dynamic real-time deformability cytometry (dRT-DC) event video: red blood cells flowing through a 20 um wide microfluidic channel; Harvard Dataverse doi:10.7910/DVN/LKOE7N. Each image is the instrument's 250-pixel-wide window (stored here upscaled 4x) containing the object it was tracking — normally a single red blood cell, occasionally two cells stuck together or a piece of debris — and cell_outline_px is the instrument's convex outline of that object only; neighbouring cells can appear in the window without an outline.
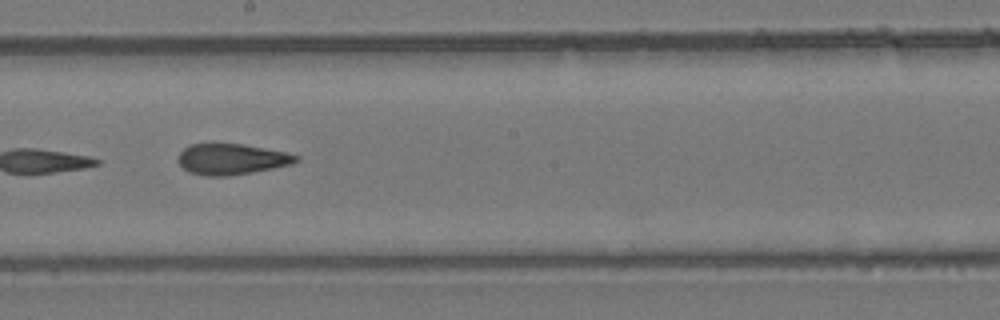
{"species": "common noctule bat (a hibernating species)", "species_latin": "Nyctalus noctula", "temperature_condition": "room temperature", "stored_images_in_passage": 10, "camera_frame_rate_fps": 3000, "um_per_image_px": 0.085, "animal": {"sex": "female", "body_mass_g": 24.6, "forearm_length_mm": 56.2}, "frame": {"image": 1, "passage_image": 8, "time_ms": 8.333, "image_size_px": [1000, 320], "cell_outline_px": [[300, 160], [292, 164], [252, 172], [228, 176], [208, 176], [188, 172], [176, 160], [176, 156], [188, 144], [208, 140], [212, 140], [244, 144], [288, 152], [300, 156]], "centroid_in_image_um": [19.63, 13.47], "position_along_channel_um": 228.6, "area_um2": 22.25}}